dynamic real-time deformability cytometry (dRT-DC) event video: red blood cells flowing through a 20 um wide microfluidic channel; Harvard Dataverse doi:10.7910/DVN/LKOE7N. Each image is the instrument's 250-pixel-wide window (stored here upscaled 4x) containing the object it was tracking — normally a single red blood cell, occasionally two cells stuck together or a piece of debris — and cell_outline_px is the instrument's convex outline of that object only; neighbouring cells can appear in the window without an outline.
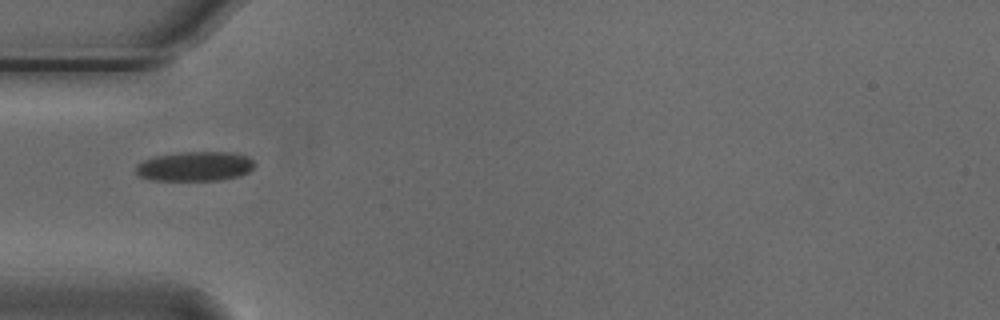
{"species": "Egyptian fruit bat (a non-hibernating species)", "species_latin": "Rousettus aegyptiacus", "temperature_condition": "cold", "stored_images_in_passage": 38, "camera_frame_rate_fps": 3000, "um_per_image_px": 0.085, "animal": {"sex": "male"}, "frame": {"image": 1, "passage_image": 1, "time_ms": 0.0, "image_size_px": [1000, 320], "cell_outline_px": [[256, 164], [248, 172], [240, 176], [220, 180], [148, 180], [136, 176], [136, 164], [144, 160], [156, 156], [180, 152], [232, 152], [248, 156]], "centroid_in_image_um": [16.55, 14.14], "position_along_channel_um": 68.4, "area_um2": 20.63}}
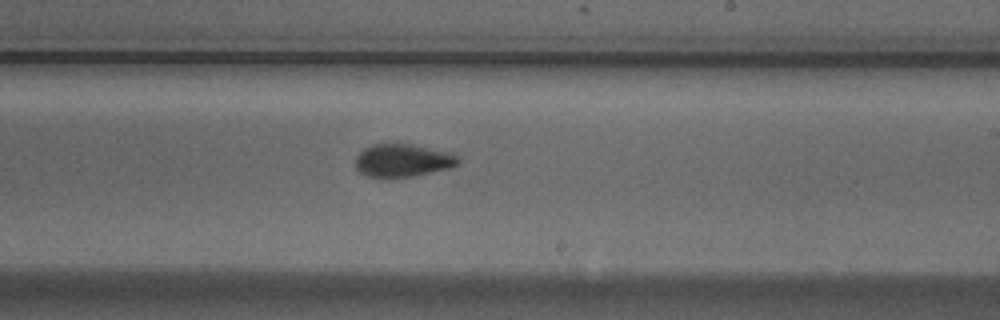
{"frame": {"image": 2, "passage_image": 16, "time_ms": 5.0, "image_size_px": [1000, 320], "cell_outline_px": [[460, 160], [456, 164], [448, 168], [412, 176], [368, 176], [360, 172], [356, 168], [356, 156], [364, 148], [372, 144], [408, 144], [448, 152], [460, 156]], "centroid_in_image_um": [34.21, 13.62], "position_along_channel_um": 254.8, "area_um2": 19.13}}
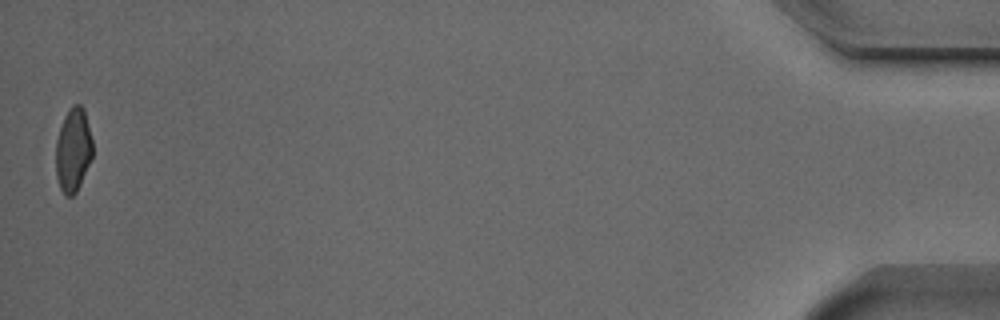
{"frame": {"image": 3, "passage_image": 38, "time_ms": 12.333, "image_size_px": [1000, 320], "cell_outline_px": [[92, 156], [80, 184], [76, 192], [72, 196], [64, 196], [60, 188], [56, 176], [56, 140], [64, 116], [68, 108], [72, 104], [80, 104], [84, 108], [92, 140]], "centroid_in_image_um": [6.21, 12.73], "position_along_channel_um": 429.0, "area_um2": 17.98}, "authors_computed_cell_mechanics": {"area_um2": 19.1896, "velocity_mm_per_s": 3.7202, "shape_relaxation_time_tau1_ms": 3.9308, "shape_relaxation_time_tau2_ms": 4.8827, "deformation_change_tau1": 0.1115, "deformation_change_tau2": 0.0976}}